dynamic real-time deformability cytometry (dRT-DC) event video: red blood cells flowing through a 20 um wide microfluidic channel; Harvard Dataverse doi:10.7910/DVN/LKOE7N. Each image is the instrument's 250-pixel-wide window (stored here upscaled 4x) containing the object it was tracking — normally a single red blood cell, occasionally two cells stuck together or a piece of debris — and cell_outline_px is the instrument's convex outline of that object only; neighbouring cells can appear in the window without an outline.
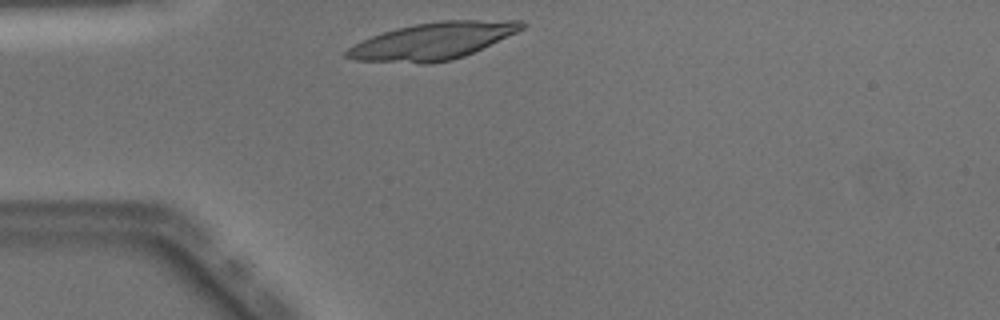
{"species": "Egyptian fruit bat (a non-hibernating species)", "species_latin": "Rousettus aegyptiacus", "temperature_condition": "warm", "stored_images_in_passage": 37, "camera_frame_rate_fps": 3000, "um_per_image_px": 0.085, "animal": {"sex": "male"}, "frame": {"image": 1, "passage_image": 1, "time_ms": 0.0, "image_size_px": [1000, 320], "cell_outline_px": [[528, 24], [524, 28], [516, 32], [464, 56], [452, 60], [428, 64], [420, 64], [356, 60], [344, 56], [344, 52], [352, 44], [372, 36], [396, 28], [416, 24], [440, 20], [524, 20]], "centroid_in_image_um": [36.77, 3.49], "position_along_channel_um": 48.2, "area_um2": 37.74}}
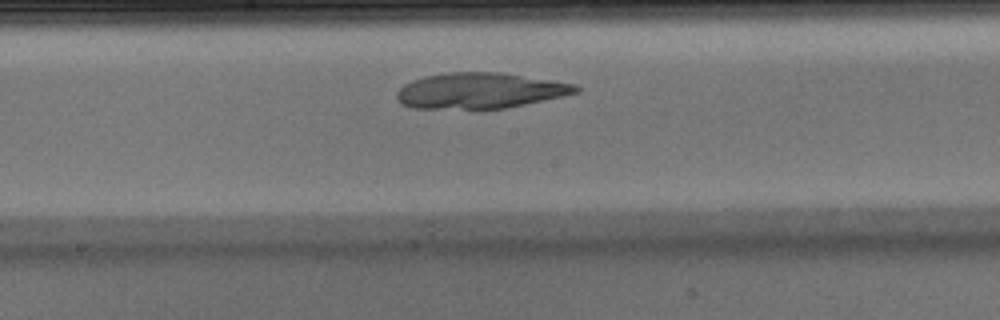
{"frame": {"image": 2, "passage_image": 14, "time_ms": 4.333, "image_size_px": [1000, 320], "cell_outline_px": [[580, 92], [524, 104], [504, 108], [412, 108], [400, 104], [396, 100], [396, 92], [404, 84], [412, 80], [424, 76], [448, 72], [500, 72], [572, 84], [580, 88]], "centroid_in_image_um": [40.71, 7.7], "position_along_channel_um": 207.5, "area_um2": 36.88}}
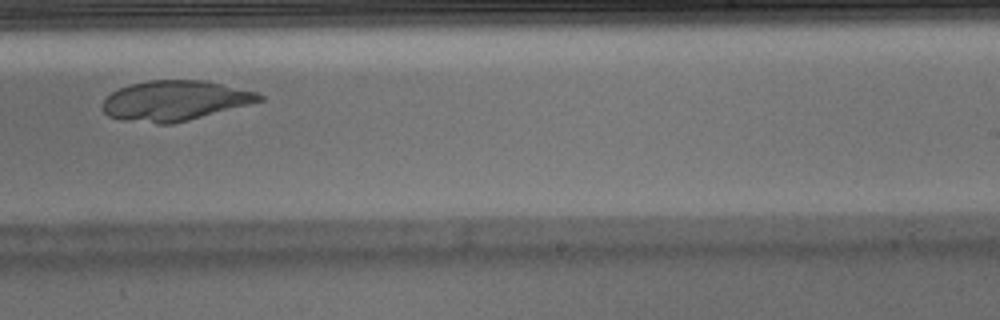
{"frame": {"image": 3, "passage_image": 19, "time_ms": 6.0, "image_size_px": [1000, 320], "cell_outline_px": [[264, 100], [252, 104], [172, 124], [156, 124], [120, 120], [108, 116], [100, 108], [104, 100], [112, 92], [128, 84], [148, 80], [200, 80], [220, 84], [256, 92], [264, 96]], "centroid_in_image_um": [14.83, 8.57], "position_along_channel_um": 274.2, "area_um2": 36.7}}